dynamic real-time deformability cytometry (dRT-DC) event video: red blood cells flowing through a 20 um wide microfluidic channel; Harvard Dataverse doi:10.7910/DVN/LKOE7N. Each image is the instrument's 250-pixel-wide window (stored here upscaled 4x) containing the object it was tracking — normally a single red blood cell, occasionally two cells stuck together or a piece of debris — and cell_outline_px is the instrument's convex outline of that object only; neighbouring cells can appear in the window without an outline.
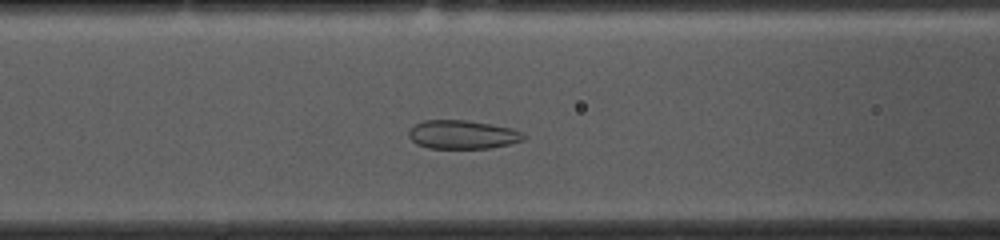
{"species": "common noctule bat (a hibernating species)", "species_latin": "Nyctalus noctula", "temperature_condition": "cold", "stored_images_in_passage": 42, "camera_frame_rate_fps": 3000, "um_per_image_px": 0.085, "animal": {"sex": "female", "body_mass_g": 10.0, "forearm_length_mm": 53.1}, "frame": {"image": 1, "passage_image": 17, "time_ms": 5.333, "image_size_px": [1000, 240], "cell_outline_px": [[524, 140], [492, 148], [428, 148], [416, 144], [408, 136], [408, 128], [424, 120], [468, 120], [512, 128], [524, 132]], "centroid_in_image_um": [39.3, 11.44], "position_along_channel_um": 127.3, "area_um2": 19.31}}
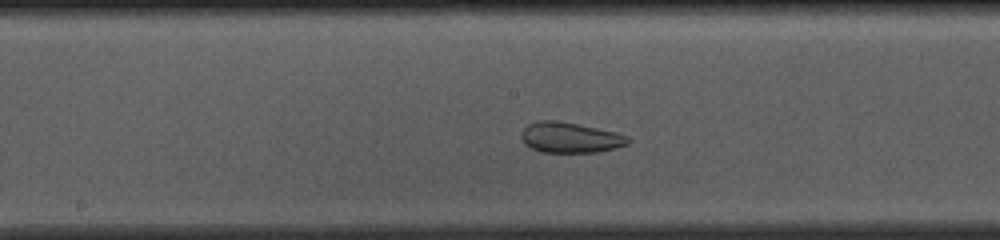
{"frame": {"image": 2, "passage_image": 23, "time_ms": 7.333, "image_size_px": [1000, 240], "cell_outline_px": [[632, 140], [628, 144], [616, 148], [596, 152], [540, 152], [524, 144], [520, 136], [524, 128], [528, 124], [536, 120], [556, 120], [616, 132], [628, 136]], "centroid_in_image_um": [48.46, 11.69], "position_along_channel_um": 199.7, "area_um2": 19.02}}
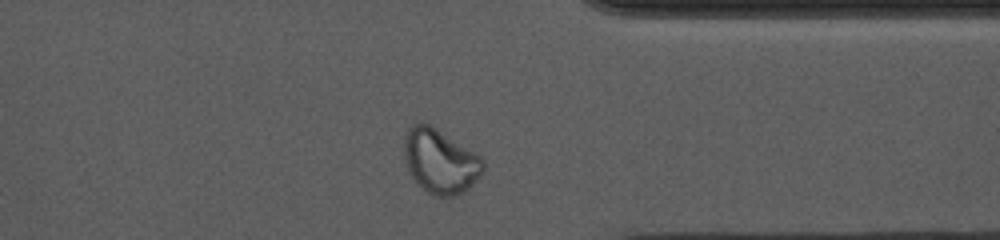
{"frame": {"image": 3, "passage_image": 38, "time_ms": 12.333, "image_size_px": [1000, 240], "cell_outline_px": [[484, 172], [464, 192], [452, 196], [432, 196], [412, 176], [404, 160], [404, 140], [408, 128], [416, 120], [428, 124], [436, 128], [480, 156], [484, 160]], "centroid_in_image_um": [37.41, 13.68], "position_along_channel_um": 374.0, "area_um2": 29.42}}